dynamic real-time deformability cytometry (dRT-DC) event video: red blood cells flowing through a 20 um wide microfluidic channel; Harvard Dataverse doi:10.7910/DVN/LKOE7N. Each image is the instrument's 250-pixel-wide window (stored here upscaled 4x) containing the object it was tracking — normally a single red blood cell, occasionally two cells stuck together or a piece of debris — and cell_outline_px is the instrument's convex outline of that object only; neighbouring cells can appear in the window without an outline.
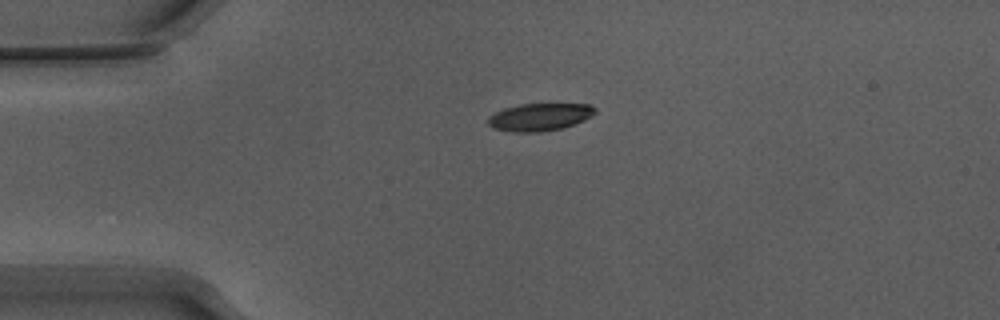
{"species": "Egyptian fruit bat (a non-hibernating species)", "species_latin": "Rousettus aegyptiacus", "temperature_condition": "warm", "stored_images_in_passage": 36, "camera_frame_rate_fps": 3000, "um_per_image_px": 0.085, "animal": {"sex": "male"}, "frame": {"image": 1, "passage_image": 1, "time_ms": 0.0, "image_size_px": [1000, 320], "cell_outline_px": [[596, 112], [592, 116], [584, 120], [564, 128], [540, 132], [512, 132], [492, 128], [488, 124], [488, 116], [504, 108], [520, 104], [592, 104], [596, 108]], "centroid_in_image_um": [45.88, 9.95], "position_along_channel_um": 39.1, "area_um2": 17.34}}
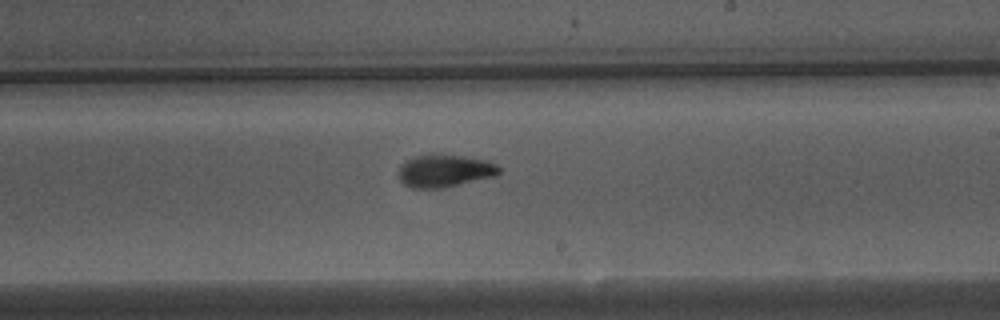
{"frame": {"image": 2, "passage_image": 20, "time_ms": 6.333, "image_size_px": [1000, 320], "cell_outline_px": [[500, 172], [496, 176], [440, 188], [412, 188], [404, 184], [396, 176], [400, 164], [404, 160], [412, 156], [428, 152], [440, 152], [464, 156], [484, 160], [496, 164], [500, 168]], "centroid_in_image_um": [37.71, 14.47], "position_along_channel_um": 251.3, "area_um2": 19.77}}
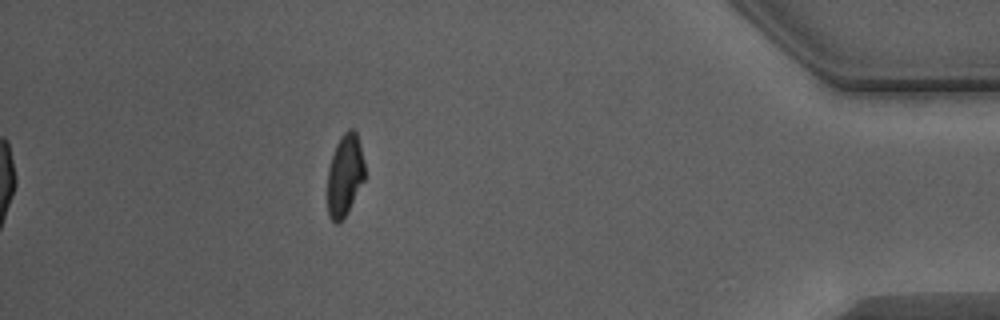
{"frame": {"image": 3, "passage_image": 36, "time_ms": 11.667, "image_size_px": [1000, 320], "cell_outline_px": [[364, 180], [344, 216], [336, 224], [328, 216], [328, 168], [336, 144], [340, 136], [348, 128], [352, 128], [356, 132], [360, 144], [364, 164]], "centroid_in_image_um": [29.3, 14.84], "position_along_channel_um": 405.9, "area_um2": 17.46}, "authors_computed_cell_mechanics": {"area_um2": 18.6694, "velocity_mm_per_s": 3.8693, "shape_relaxation_time_tau1_ms": 4.4073, "shape_relaxation_time_tau2_ms": 2.0336, "deformation_change_tau1": 0.1749, "deformation_change_tau2": 0.0784}}